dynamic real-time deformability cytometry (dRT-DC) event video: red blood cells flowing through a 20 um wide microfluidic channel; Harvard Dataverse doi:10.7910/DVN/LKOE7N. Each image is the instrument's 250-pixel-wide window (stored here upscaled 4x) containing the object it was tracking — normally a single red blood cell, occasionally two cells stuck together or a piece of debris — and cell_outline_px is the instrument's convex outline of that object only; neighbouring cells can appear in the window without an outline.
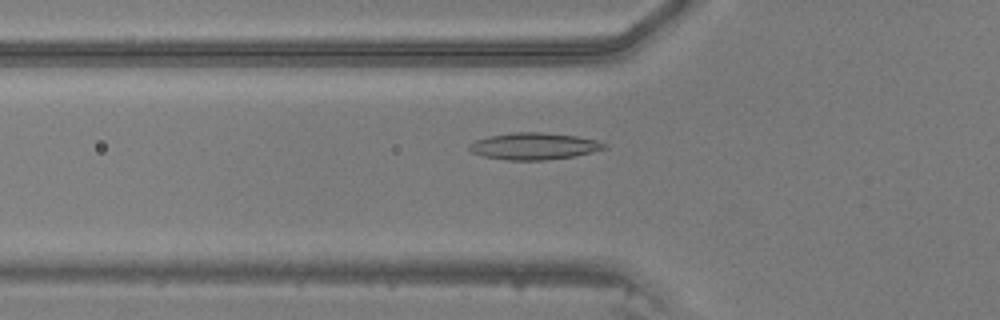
{"species": "common noctule bat (a hibernating species)", "species_latin": "Nyctalus noctula", "temperature_condition": "warm", "stored_images_in_passage": 47, "camera_frame_rate_fps": 3000, "um_per_image_px": 0.085, "animal": {"sex": "male", "body_mass_g": 20.5, "forearm_length_mm": 52.5}, "frame": {"image": 1, "passage_image": 17, "time_ms": 5.333, "image_size_px": [1000, 320], "cell_outline_px": [[608, 148], [576, 156], [544, 160], [508, 160], [484, 156], [472, 152], [468, 148], [468, 144], [476, 140], [488, 136], [512, 132], [544, 132], [576, 136], [596, 140], [608, 144]], "centroid_in_image_um": [45.41, 12.42], "position_along_channel_um": 80.4, "area_um2": 21.21}}
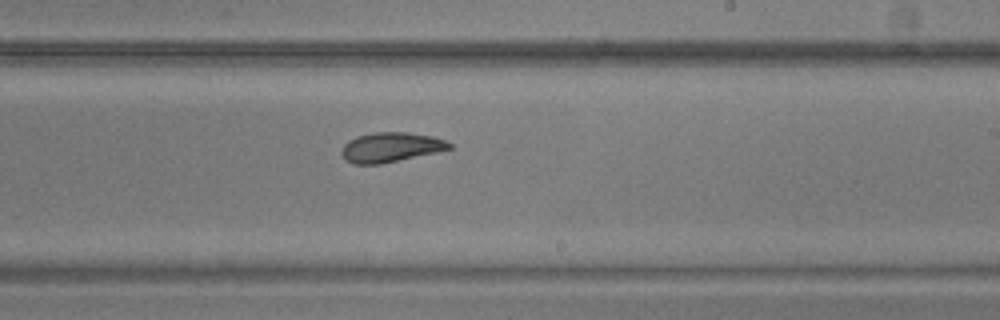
{"frame": {"image": 2, "passage_image": 29, "time_ms": 9.333, "image_size_px": [1000, 320], "cell_outline_px": [[452, 148], [436, 152], [380, 164], [352, 164], [344, 160], [340, 152], [344, 144], [348, 140], [356, 136], [372, 132], [408, 132], [432, 136], [444, 140], [452, 144]], "centroid_in_image_um": [33.16, 12.51], "position_along_channel_um": 255.8, "area_um2": 18.73}}
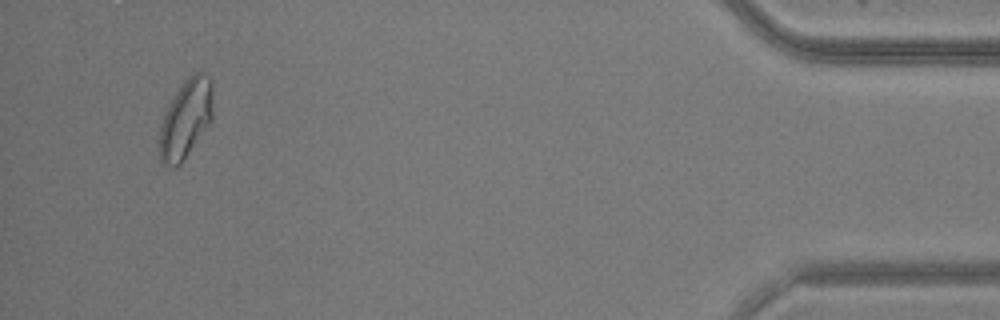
{"frame": {"image": 3, "passage_image": 45, "time_ms": 14.667, "image_size_px": [1000, 320], "cell_outline_px": [[212, 120], [180, 164], [176, 168], [172, 168], [160, 160], [160, 128], [164, 116], [176, 92], [184, 80], [192, 72], [204, 72], [212, 80]], "centroid_in_image_um": [15.82, 10.07], "position_along_channel_um": 419.4, "area_um2": 24.16}}